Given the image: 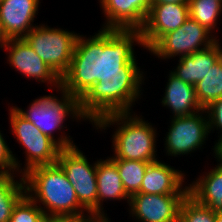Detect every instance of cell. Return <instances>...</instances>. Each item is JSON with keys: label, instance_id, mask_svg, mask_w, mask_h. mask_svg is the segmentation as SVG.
<instances>
[{"label": "cell", "instance_id": "9", "mask_svg": "<svg viewBox=\"0 0 222 222\" xmlns=\"http://www.w3.org/2000/svg\"><path fill=\"white\" fill-rule=\"evenodd\" d=\"M217 37L189 17L182 26L163 35L148 51L163 60L180 58L210 47Z\"/></svg>", "mask_w": 222, "mask_h": 222}, {"label": "cell", "instance_id": "3", "mask_svg": "<svg viewBox=\"0 0 222 222\" xmlns=\"http://www.w3.org/2000/svg\"><path fill=\"white\" fill-rule=\"evenodd\" d=\"M111 84H79L65 83L59 90L60 98L54 94L40 96L23 110L13 106L26 120L32 122L43 134L49 136L62 149L75 146L72 137L64 131L56 139L54 132L66 128L67 118L88 120L93 123V108L97 97ZM69 116V117H68ZM64 127V128H63ZM66 134V135H65Z\"/></svg>", "mask_w": 222, "mask_h": 222}, {"label": "cell", "instance_id": "15", "mask_svg": "<svg viewBox=\"0 0 222 222\" xmlns=\"http://www.w3.org/2000/svg\"><path fill=\"white\" fill-rule=\"evenodd\" d=\"M219 41L216 38V42L210 47L180 57L176 69L171 70V72L183 82L195 86L196 83L205 78L209 69L222 58Z\"/></svg>", "mask_w": 222, "mask_h": 222}, {"label": "cell", "instance_id": "20", "mask_svg": "<svg viewBox=\"0 0 222 222\" xmlns=\"http://www.w3.org/2000/svg\"><path fill=\"white\" fill-rule=\"evenodd\" d=\"M195 93L202 109L222 98V58L209 69L204 79L196 83Z\"/></svg>", "mask_w": 222, "mask_h": 222}, {"label": "cell", "instance_id": "25", "mask_svg": "<svg viewBox=\"0 0 222 222\" xmlns=\"http://www.w3.org/2000/svg\"><path fill=\"white\" fill-rule=\"evenodd\" d=\"M3 133L0 131V174H21L22 163L14 156L13 151L7 145V141L3 138Z\"/></svg>", "mask_w": 222, "mask_h": 222}, {"label": "cell", "instance_id": "6", "mask_svg": "<svg viewBox=\"0 0 222 222\" xmlns=\"http://www.w3.org/2000/svg\"><path fill=\"white\" fill-rule=\"evenodd\" d=\"M190 17L188 3L151 4L144 26L113 57V72L117 78L132 62L137 61L133 45L147 51L165 34L182 26Z\"/></svg>", "mask_w": 222, "mask_h": 222}, {"label": "cell", "instance_id": "32", "mask_svg": "<svg viewBox=\"0 0 222 222\" xmlns=\"http://www.w3.org/2000/svg\"><path fill=\"white\" fill-rule=\"evenodd\" d=\"M215 222H222V212H216Z\"/></svg>", "mask_w": 222, "mask_h": 222}, {"label": "cell", "instance_id": "19", "mask_svg": "<svg viewBox=\"0 0 222 222\" xmlns=\"http://www.w3.org/2000/svg\"><path fill=\"white\" fill-rule=\"evenodd\" d=\"M21 177L19 181L15 177ZM0 174V222H9L13 208L26 194L23 175Z\"/></svg>", "mask_w": 222, "mask_h": 222}, {"label": "cell", "instance_id": "16", "mask_svg": "<svg viewBox=\"0 0 222 222\" xmlns=\"http://www.w3.org/2000/svg\"><path fill=\"white\" fill-rule=\"evenodd\" d=\"M168 75L161 105L170 109L173 114L170 116L172 118L190 116L203 110L196 99L195 86L183 82L171 71Z\"/></svg>", "mask_w": 222, "mask_h": 222}, {"label": "cell", "instance_id": "30", "mask_svg": "<svg viewBox=\"0 0 222 222\" xmlns=\"http://www.w3.org/2000/svg\"><path fill=\"white\" fill-rule=\"evenodd\" d=\"M188 3V0H151V4Z\"/></svg>", "mask_w": 222, "mask_h": 222}, {"label": "cell", "instance_id": "11", "mask_svg": "<svg viewBox=\"0 0 222 222\" xmlns=\"http://www.w3.org/2000/svg\"><path fill=\"white\" fill-rule=\"evenodd\" d=\"M7 63L26 78L60 89L65 82L34 52L24 38H10L4 49ZM9 52V53H8Z\"/></svg>", "mask_w": 222, "mask_h": 222}, {"label": "cell", "instance_id": "2", "mask_svg": "<svg viewBox=\"0 0 222 222\" xmlns=\"http://www.w3.org/2000/svg\"><path fill=\"white\" fill-rule=\"evenodd\" d=\"M34 52L65 82L112 84V56L90 38L45 24L34 27L25 37Z\"/></svg>", "mask_w": 222, "mask_h": 222}, {"label": "cell", "instance_id": "26", "mask_svg": "<svg viewBox=\"0 0 222 222\" xmlns=\"http://www.w3.org/2000/svg\"><path fill=\"white\" fill-rule=\"evenodd\" d=\"M208 117L209 133L211 131L218 130L220 136L215 143L213 149L214 157L217 156V145L222 142V98L213 101L209 106L205 108Z\"/></svg>", "mask_w": 222, "mask_h": 222}, {"label": "cell", "instance_id": "12", "mask_svg": "<svg viewBox=\"0 0 222 222\" xmlns=\"http://www.w3.org/2000/svg\"><path fill=\"white\" fill-rule=\"evenodd\" d=\"M188 194L136 193L130 197L129 213L140 222H178L180 207Z\"/></svg>", "mask_w": 222, "mask_h": 222}, {"label": "cell", "instance_id": "18", "mask_svg": "<svg viewBox=\"0 0 222 222\" xmlns=\"http://www.w3.org/2000/svg\"><path fill=\"white\" fill-rule=\"evenodd\" d=\"M97 189H98V217H107L103 210V201L105 200H127L129 204L130 197L124 190L119 171L116 164L108 157L107 159L97 160L96 167Z\"/></svg>", "mask_w": 222, "mask_h": 222}, {"label": "cell", "instance_id": "4", "mask_svg": "<svg viewBox=\"0 0 222 222\" xmlns=\"http://www.w3.org/2000/svg\"><path fill=\"white\" fill-rule=\"evenodd\" d=\"M23 178L26 194L39 206L48 220L91 215L79 203L73 186L57 163L32 167L23 174Z\"/></svg>", "mask_w": 222, "mask_h": 222}, {"label": "cell", "instance_id": "1", "mask_svg": "<svg viewBox=\"0 0 222 222\" xmlns=\"http://www.w3.org/2000/svg\"><path fill=\"white\" fill-rule=\"evenodd\" d=\"M137 64L136 61L132 62L99 94L93 108L92 125L100 131L110 125L117 128L111 138L114 155L110 159L152 163L159 160L156 157L157 128L131 112L135 101L143 94L141 91H144L142 84L145 74Z\"/></svg>", "mask_w": 222, "mask_h": 222}, {"label": "cell", "instance_id": "31", "mask_svg": "<svg viewBox=\"0 0 222 222\" xmlns=\"http://www.w3.org/2000/svg\"><path fill=\"white\" fill-rule=\"evenodd\" d=\"M222 161V142L217 145V156Z\"/></svg>", "mask_w": 222, "mask_h": 222}, {"label": "cell", "instance_id": "24", "mask_svg": "<svg viewBox=\"0 0 222 222\" xmlns=\"http://www.w3.org/2000/svg\"><path fill=\"white\" fill-rule=\"evenodd\" d=\"M44 212L25 194L15 205L9 222H46Z\"/></svg>", "mask_w": 222, "mask_h": 222}, {"label": "cell", "instance_id": "29", "mask_svg": "<svg viewBox=\"0 0 222 222\" xmlns=\"http://www.w3.org/2000/svg\"><path fill=\"white\" fill-rule=\"evenodd\" d=\"M109 217H95L94 215L86 216V222H110Z\"/></svg>", "mask_w": 222, "mask_h": 222}, {"label": "cell", "instance_id": "10", "mask_svg": "<svg viewBox=\"0 0 222 222\" xmlns=\"http://www.w3.org/2000/svg\"><path fill=\"white\" fill-rule=\"evenodd\" d=\"M170 121L171 124L166 138H164V147L168 156L191 155L192 152L199 150L208 140L210 133L205 109L190 116L171 117Z\"/></svg>", "mask_w": 222, "mask_h": 222}, {"label": "cell", "instance_id": "13", "mask_svg": "<svg viewBox=\"0 0 222 222\" xmlns=\"http://www.w3.org/2000/svg\"><path fill=\"white\" fill-rule=\"evenodd\" d=\"M40 3V0H0V21L9 39L24 38L36 27L33 22Z\"/></svg>", "mask_w": 222, "mask_h": 222}, {"label": "cell", "instance_id": "8", "mask_svg": "<svg viewBox=\"0 0 222 222\" xmlns=\"http://www.w3.org/2000/svg\"><path fill=\"white\" fill-rule=\"evenodd\" d=\"M9 111L12 133L26 154L22 175L35 166L56 164L62 148L32 122L21 116L13 106Z\"/></svg>", "mask_w": 222, "mask_h": 222}, {"label": "cell", "instance_id": "7", "mask_svg": "<svg viewBox=\"0 0 222 222\" xmlns=\"http://www.w3.org/2000/svg\"><path fill=\"white\" fill-rule=\"evenodd\" d=\"M56 163L73 186L79 203L91 215L98 217L97 161L90 164L83 151L75 145L61 149Z\"/></svg>", "mask_w": 222, "mask_h": 222}, {"label": "cell", "instance_id": "5", "mask_svg": "<svg viewBox=\"0 0 222 222\" xmlns=\"http://www.w3.org/2000/svg\"><path fill=\"white\" fill-rule=\"evenodd\" d=\"M105 22L92 36L112 58L144 26L151 0H98Z\"/></svg>", "mask_w": 222, "mask_h": 222}, {"label": "cell", "instance_id": "23", "mask_svg": "<svg viewBox=\"0 0 222 222\" xmlns=\"http://www.w3.org/2000/svg\"><path fill=\"white\" fill-rule=\"evenodd\" d=\"M216 213L187 195L183 200L178 222H215Z\"/></svg>", "mask_w": 222, "mask_h": 222}, {"label": "cell", "instance_id": "22", "mask_svg": "<svg viewBox=\"0 0 222 222\" xmlns=\"http://www.w3.org/2000/svg\"><path fill=\"white\" fill-rule=\"evenodd\" d=\"M117 166L125 192L129 197L139 193L149 162L111 159Z\"/></svg>", "mask_w": 222, "mask_h": 222}, {"label": "cell", "instance_id": "17", "mask_svg": "<svg viewBox=\"0 0 222 222\" xmlns=\"http://www.w3.org/2000/svg\"><path fill=\"white\" fill-rule=\"evenodd\" d=\"M188 184V195L213 212H222V161Z\"/></svg>", "mask_w": 222, "mask_h": 222}, {"label": "cell", "instance_id": "21", "mask_svg": "<svg viewBox=\"0 0 222 222\" xmlns=\"http://www.w3.org/2000/svg\"><path fill=\"white\" fill-rule=\"evenodd\" d=\"M190 18L211 33L216 31L222 13L221 0H188Z\"/></svg>", "mask_w": 222, "mask_h": 222}, {"label": "cell", "instance_id": "27", "mask_svg": "<svg viewBox=\"0 0 222 222\" xmlns=\"http://www.w3.org/2000/svg\"><path fill=\"white\" fill-rule=\"evenodd\" d=\"M47 222H86V216L80 218L49 219Z\"/></svg>", "mask_w": 222, "mask_h": 222}, {"label": "cell", "instance_id": "28", "mask_svg": "<svg viewBox=\"0 0 222 222\" xmlns=\"http://www.w3.org/2000/svg\"><path fill=\"white\" fill-rule=\"evenodd\" d=\"M8 40H9V38L3 32V28H2V25H1V21H0V48L1 49H3V50L5 49Z\"/></svg>", "mask_w": 222, "mask_h": 222}, {"label": "cell", "instance_id": "14", "mask_svg": "<svg viewBox=\"0 0 222 222\" xmlns=\"http://www.w3.org/2000/svg\"><path fill=\"white\" fill-rule=\"evenodd\" d=\"M185 176L181 170L157 160L147 166L139 193L188 194V184L183 185Z\"/></svg>", "mask_w": 222, "mask_h": 222}]
</instances>
